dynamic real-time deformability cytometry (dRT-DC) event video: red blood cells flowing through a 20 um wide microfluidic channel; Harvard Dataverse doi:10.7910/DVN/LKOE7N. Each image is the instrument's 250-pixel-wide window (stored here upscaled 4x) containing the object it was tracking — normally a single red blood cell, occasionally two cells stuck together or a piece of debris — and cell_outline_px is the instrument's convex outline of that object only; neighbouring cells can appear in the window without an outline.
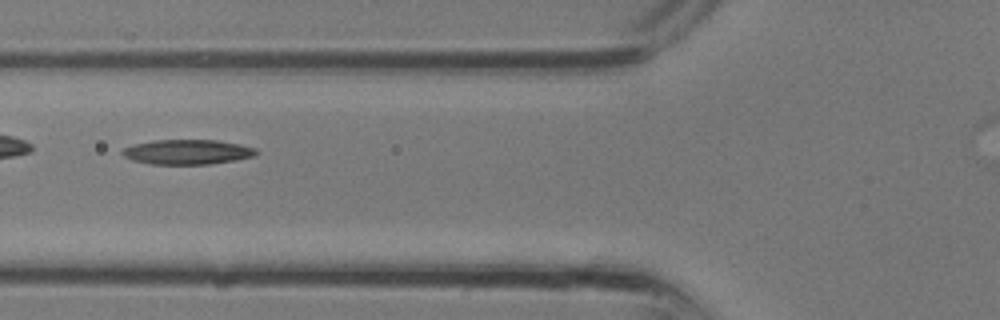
{"species": "common noctule bat (a hibernating species)", "species_latin": "Nyctalus noctula", "temperature_condition": "room temperature", "stored_images_in_passage": 23, "camera_frame_rate_fps": 3000, "um_per_image_px": 0.085, "animal": {"sex": "male", "body_mass_g": 13.3}, "frame": {"image": 1, "passage_image": 5, "time_ms": 1.333, "image_size_px": [1000, 320], "cell_outline_px": [[260, 152], [256, 156], [236, 160], [208, 164], [152, 164], [132, 160], [124, 156], [120, 152], [124, 148], [136, 144], [152, 140], [216, 140], [240, 144], [256, 148]], "centroid_in_image_um": [15.97, 12.91], "position_along_channel_um": 109.8, "area_um2": 19.42}}
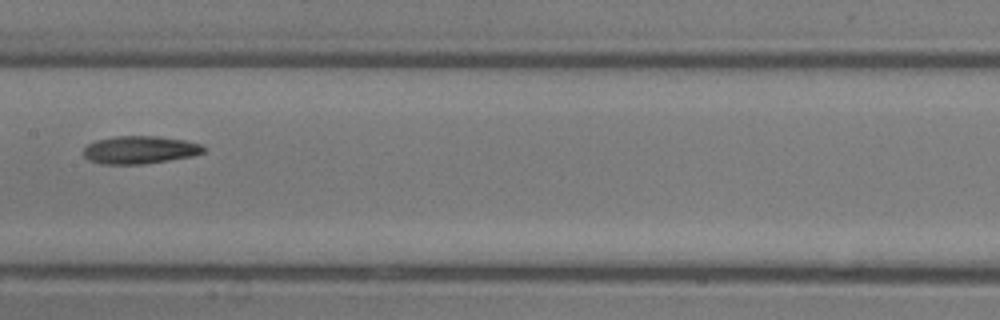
{"frame": {"image": 2, "passage_image": 9, "time_ms": 2.667, "image_size_px": [1000, 320], "cell_outline_px": [[204, 152], [192, 156], [144, 164], [100, 164], [88, 160], [84, 156], [84, 148], [88, 144], [96, 140], [116, 136], [160, 136], [184, 140], [200, 144], [204, 148]], "centroid_in_image_um": [11.86, 12.74], "position_along_channel_um": 195.5, "area_um2": 19.42}}
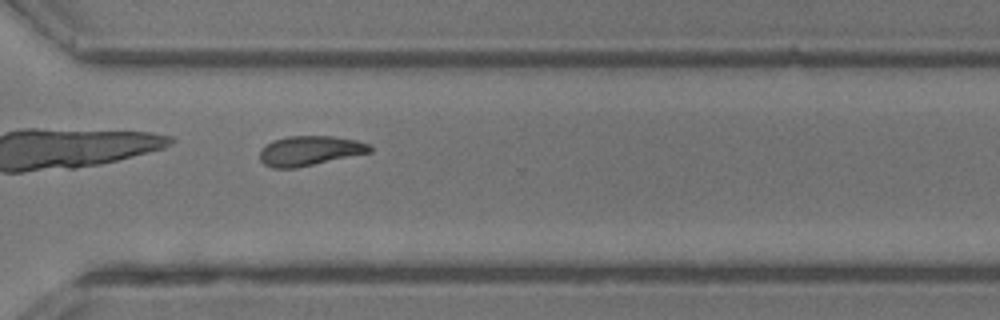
{"frame": {"image": 3, "passage_image": 16, "time_ms": 5.0, "image_size_px": [1000, 320], "cell_outline_px": [[372, 152], [296, 168], [272, 168], [264, 164], [260, 160], [260, 148], [272, 140], [288, 136], [332, 136], [356, 140], [372, 144]], "centroid_in_image_um": [26.33, 12.81], "position_along_channel_um": 344.3, "area_um2": 19.25}}